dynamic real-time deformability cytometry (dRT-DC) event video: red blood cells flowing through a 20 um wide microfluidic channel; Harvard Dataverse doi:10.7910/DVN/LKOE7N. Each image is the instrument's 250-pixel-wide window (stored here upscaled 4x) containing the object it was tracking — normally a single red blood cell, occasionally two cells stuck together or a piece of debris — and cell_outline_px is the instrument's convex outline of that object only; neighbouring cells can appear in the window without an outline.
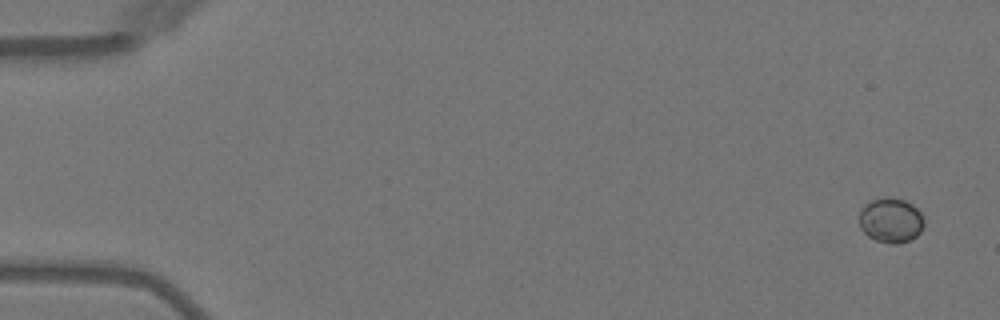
{"species": "Egyptian fruit bat (a non-hibernating species)", "species_latin": "Rousettus aegyptiacus", "temperature_condition": "warm", "stored_images_in_passage": 4, "camera_frame_rate_fps": 3000, "um_per_image_px": 0.085, "animal": {"sex": "female"}, "frame": {"image": 1, "passage_image": 1, "time_ms": 0.0, "image_size_px": [1000, 320], "cell_outline_px": [[924, 224], [920, 232], [916, 236], [908, 240], [896, 244], [888, 244], [876, 240], [868, 236], [860, 228], [860, 212], [864, 204], [872, 200], [884, 196], [888, 196], [904, 200], [912, 204], [920, 212], [924, 220]], "centroid_in_image_um": [75.71, 18.71], "position_along_channel_um": 9.3, "area_um2": 16.99}}
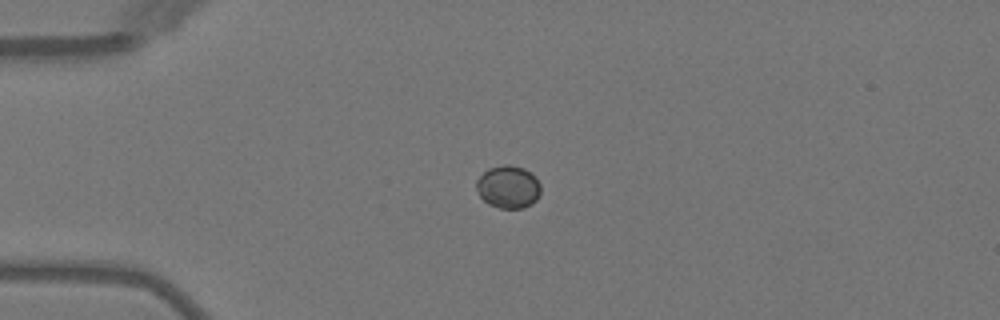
{"frame": {"image": 2, "passage_image": 4, "time_ms": 3.667, "image_size_px": [1000, 320], "cell_outline_px": [[540, 192], [536, 200], [532, 204], [524, 208], [500, 208], [488, 204], [480, 196], [476, 188], [476, 180], [488, 168], [504, 164], [508, 164], [524, 168], [532, 172], [536, 176], [540, 184]], "centroid_in_image_um": [43.21, 15.87], "position_along_channel_um": 41.8, "area_um2": 16.18}}